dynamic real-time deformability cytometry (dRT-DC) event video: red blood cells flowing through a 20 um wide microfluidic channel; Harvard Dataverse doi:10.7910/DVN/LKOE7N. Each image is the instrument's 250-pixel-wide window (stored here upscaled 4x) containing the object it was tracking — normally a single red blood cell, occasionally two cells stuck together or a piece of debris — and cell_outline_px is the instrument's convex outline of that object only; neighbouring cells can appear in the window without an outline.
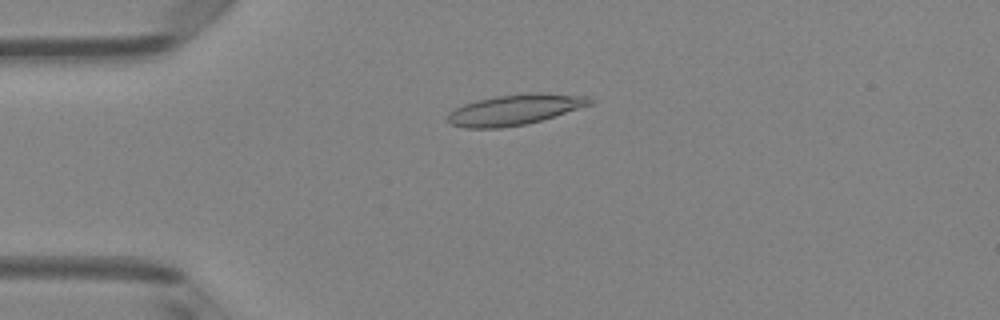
{"species": "Egyptian fruit bat (a non-hibernating species)", "species_latin": "Rousettus aegyptiacus", "temperature_condition": "room temperature", "stored_images_in_passage": 50, "camera_frame_rate_fps": 3000, "um_per_image_px": 0.085, "animal": {"sex": "female"}, "frame": {"image": 1, "passage_image": 12, "time_ms": 3.667, "image_size_px": [1000, 320], "cell_outline_px": [[596, 100], [592, 104], [528, 124], [500, 128], [464, 128], [448, 124], [448, 112], [464, 104], [476, 100], [496, 96], [528, 92], [540, 92], [588, 96]], "centroid_in_image_um": [43.76, 9.31], "position_along_channel_um": 41.2, "area_um2": 25.55}}
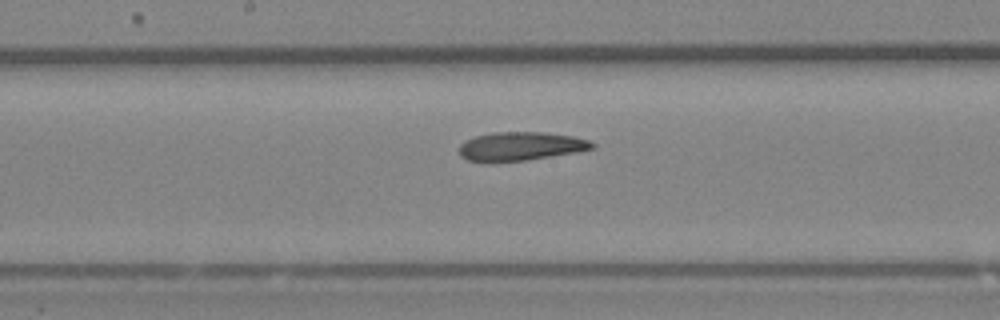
{"frame": {"image": 2, "passage_image": 26, "time_ms": 8.333, "image_size_px": [1000, 320], "cell_outline_px": [[596, 148], [576, 152], [528, 160], [496, 164], [468, 160], [460, 156], [460, 144], [464, 140], [476, 136], [492, 132], [544, 132], [572, 136], [588, 140], [596, 144]], "centroid_in_image_um": [44.22, 12.46], "position_along_channel_um": 204.0, "area_um2": 22.72}}
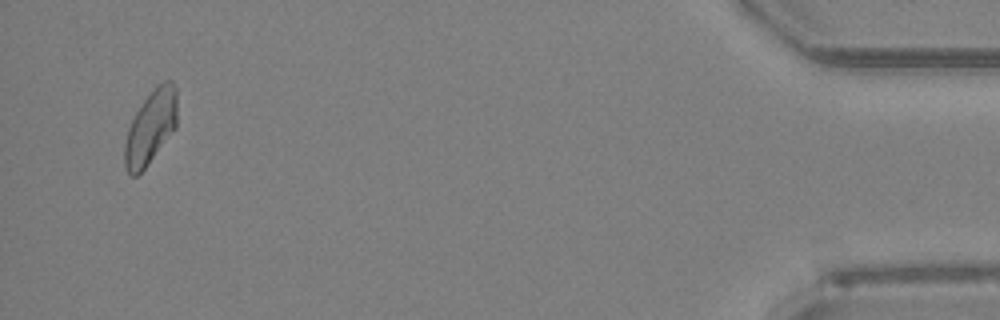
{"frame": {"image": 3, "passage_image": 48, "time_ms": 15.667, "image_size_px": [1000, 320], "cell_outline_px": [[176, 128], [144, 168], [136, 176], [132, 176], [128, 172], [124, 164], [124, 144], [128, 128], [136, 112], [144, 100], [156, 84], [164, 80], [172, 80], [176, 88]], "centroid_in_image_um": [12.8, 10.78], "position_along_channel_um": 422.4, "area_um2": 22.37}, "authors_computed_cell_mechanics": {"area_um2": 22.8021, "velocity_mm_per_s": 4.0669, "shape_relaxation_time_tau1_ms": 7.9634, "shape_relaxation_time_tau2_ms": 9.6887, "deformation_change_tau1": 0.1814, "deformation_change_tau2": 0.2388}}